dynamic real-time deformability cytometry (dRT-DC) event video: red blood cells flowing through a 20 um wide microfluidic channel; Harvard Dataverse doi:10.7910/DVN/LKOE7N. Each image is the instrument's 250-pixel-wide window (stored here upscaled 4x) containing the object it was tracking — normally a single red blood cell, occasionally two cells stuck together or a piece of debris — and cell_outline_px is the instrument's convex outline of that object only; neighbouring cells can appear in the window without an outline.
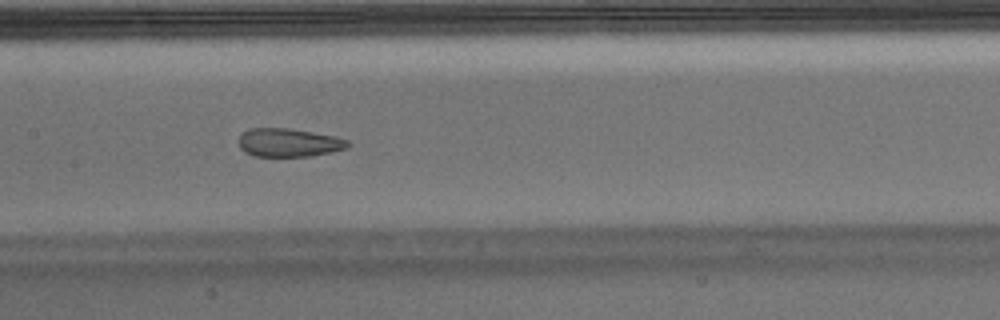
{"species": "Egyptian fruit bat (a non-hibernating species)", "species_latin": "Rousettus aegyptiacus", "temperature_condition": "warm", "stored_images_in_passage": 54, "camera_frame_rate_fps": 3000, "um_per_image_px": 0.085, "animal": {"sex": "male"}, "frame": {"image": 1, "passage_image": 25, "time_ms": 8.0, "image_size_px": [1000, 320], "cell_outline_px": [[352, 144], [344, 148], [332, 152], [312, 156], [256, 156], [244, 152], [240, 148], [236, 140], [240, 132], [248, 128], [288, 128], [336, 136], [348, 140]], "centroid_in_image_um": [24.49, 12.11], "position_along_channel_um": 182.9, "area_um2": 18.38}}
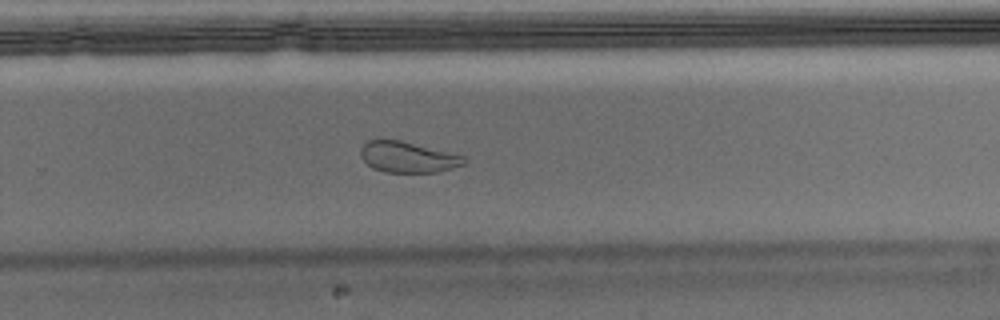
{"frame": {"image": 2, "passage_image": 34, "time_ms": 11.0, "image_size_px": [1000, 320], "cell_outline_px": [[468, 160], [464, 164], [452, 168], [436, 172], [384, 172], [372, 168], [360, 156], [360, 148], [368, 140], [400, 140], [464, 156]], "centroid_in_image_um": [34.65, 13.36], "position_along_channel_um": 295.2, "area_um2": 18.44}}
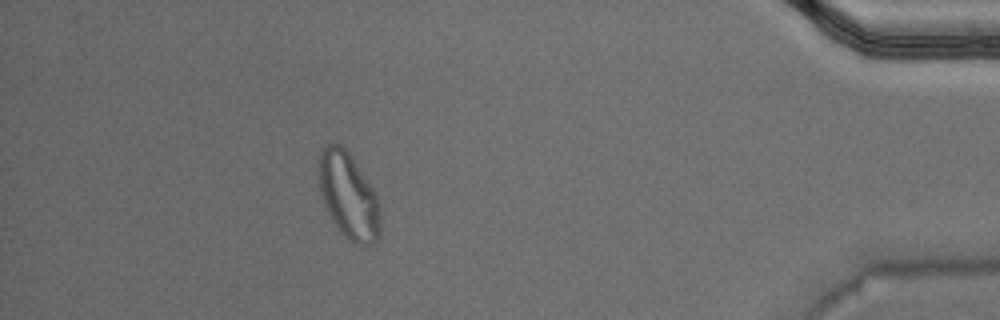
{"frame": {"image": 3, "passage_image": 47, "time_ms": 15.333, "image_size_px": [1000, 320], "cell_outline_px": [[380, 236], [372, 244], [364, 248], [352, 244], [344, 236], [332, 220], [324, 204], [320, 192], [316, 160], [320, 152], [328, 144], [340, 144], [352, 156], [376, 192], [380, 212]], "centroid_in_image_um": [29.62, 16.66], "position_along_channel_um": 405.6, "area_um2": 31.56}}